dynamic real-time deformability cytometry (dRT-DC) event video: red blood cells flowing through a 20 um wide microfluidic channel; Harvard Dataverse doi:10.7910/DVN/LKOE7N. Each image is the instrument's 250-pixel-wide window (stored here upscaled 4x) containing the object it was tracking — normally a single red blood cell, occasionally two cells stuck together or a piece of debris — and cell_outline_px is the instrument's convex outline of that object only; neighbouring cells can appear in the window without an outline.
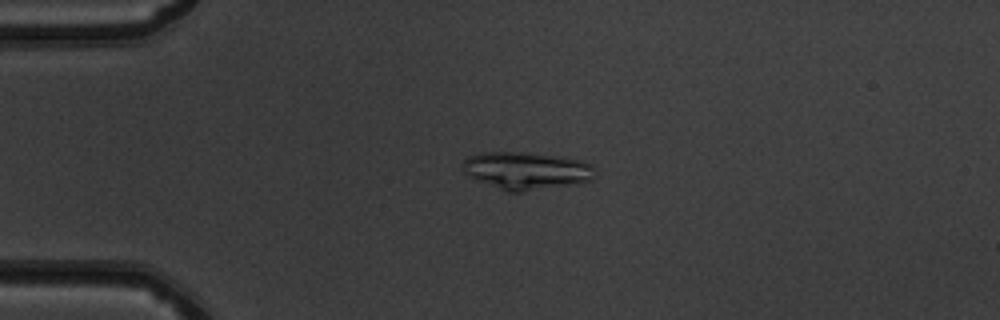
{"species": "common noctule bat (a hibernating species)", "species_latin": "Nyctalus noctula", "temperature_condition": "warm", "stored_images_in_passage": 48, "camera_frame_rate_fps": 3000, "um_per_image_px": 0.085, "animal": {"sex": "male", "body_mass_g": 19.5, "forearm_length_mm": 54.6}, "frame": {"image": 1, "passage_image": 10, "time_ms": 3.0, "image_size_px": [1000, 320], "cell_outline_px": [[596, 168], [592, 180], [576, 184], [524, 192], [504, 192], [464, 172], [464, 160], [468, 156], [484, 152], [528, 152], [568, 156], [584, 160]], "centroid_in_image_um": [44.84, 14.49], "position_along_channel_um": 40.2, "area_um2": 29.36}}
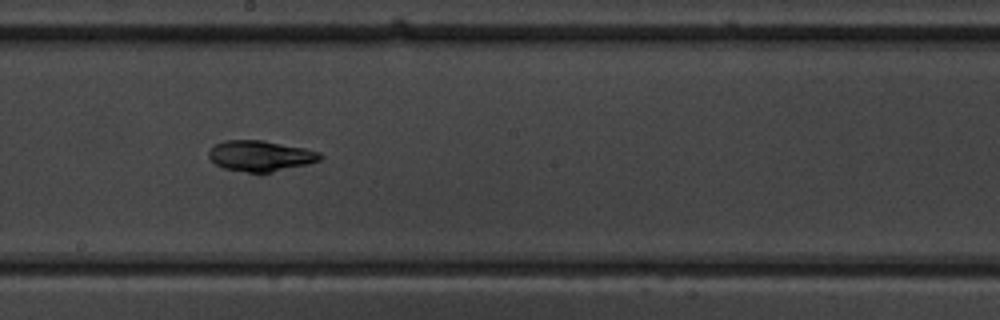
{"frame": {"image": 2, "passage_image": 26, "time_ms": 8.333, "image_size_px": [1000, 320], "cell_outline_px": [[324, 156], [320, 160], [308, 164], [272, 172], [248, 172], [224, 168], [216, 164], [208, 156], [208, 152], [216, 144], [224, 140], [264, 140], [304, 148], [320, 152]], "centroid_in_image_um": [22.16, 13.24], "position_along_channel_um": 226.0, "area_um2": 19.83}}
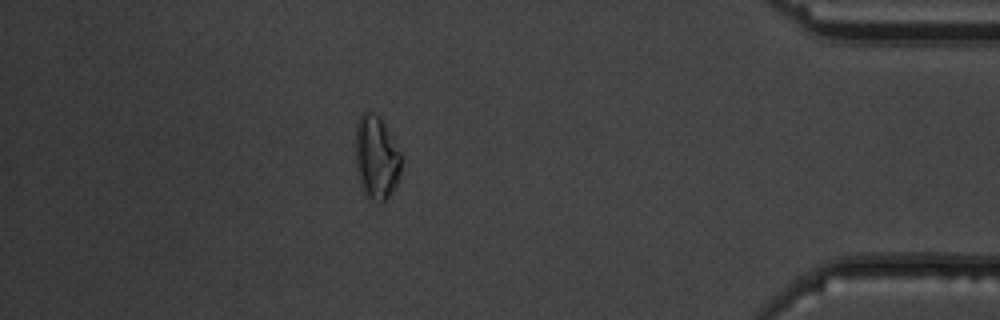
{"frame": {"image": 3, "passage_image": 42, "time_ms": 13.667, "image_size_px": [1000, 320], "cell_outline_px": [[400, 176], [396, 184], [388, 196], [384, 200], [372, 200], [364, 192], [360, 184], [356, 172], [356, 124], [360, 116], [364, 112], [372, 112], [380, 116], [400, 152]], "centroid_in_image_um": [31.97, 13.36], "position_along_channel_um": 403.2, "area_um2": 21.96}}